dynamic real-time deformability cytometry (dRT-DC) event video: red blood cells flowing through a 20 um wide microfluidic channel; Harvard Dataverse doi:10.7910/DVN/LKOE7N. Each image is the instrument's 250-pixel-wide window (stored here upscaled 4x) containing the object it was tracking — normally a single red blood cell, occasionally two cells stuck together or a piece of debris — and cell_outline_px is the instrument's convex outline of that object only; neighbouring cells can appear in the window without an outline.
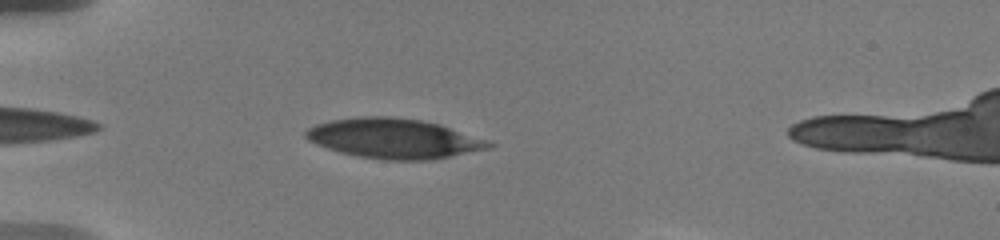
{"species": "human", "species_latin": "Homo sapiens", "temperature_condition": "warm", "stored_images_in_passage": 53, "camera_frame_rate_fps": 3000, "um_per_image_px": 0.085, "donor": {"sex": "male"}, "frame": {"image": 1, "passage_image": 4, "time_ms": 0.667, "image_size_px": [1000, 240], "cell_outline_px": [[496, 144], [488, 148], [432, 160], [384, 160], [360, 156], [340, 152], [316, 144], [308, 140], [304, 136], [304, 132], [308, 128], [316, 124], [332, 120], [364, 116], [384, 116], [420, 120], [440, 124]], "centroid_in_image_um": [33.44, 11.77], "position_along_channel_um": 51.6, "area_um2": 42.02}}
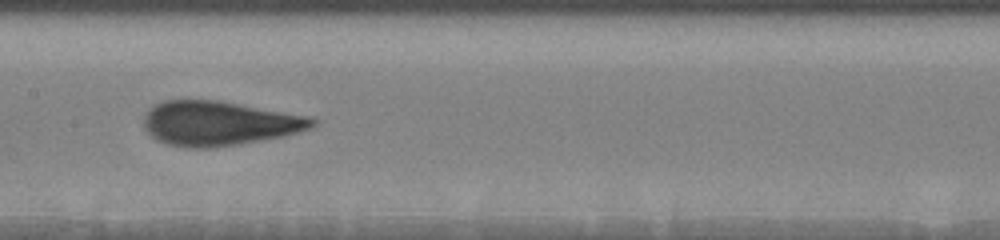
{"frame": {"image": 2, "passage_image": 22, "time_ms": 5.0, "image_size_px": [1000, 240], "cell_outline_px": [[316, 124], [308, 128], [296, 132], [280, 136], [236, 144], [208, 148], [192, 148], [168, 144], [156, 140], [144, 128], [144, 116], [148, 108], [164, 100], [220, 100], [308, 116], [316, 120]], "centroid_in_image_um": [18.55, 10.46], "position_along_channel_um": 188.8, "area_um2": 43.23}}
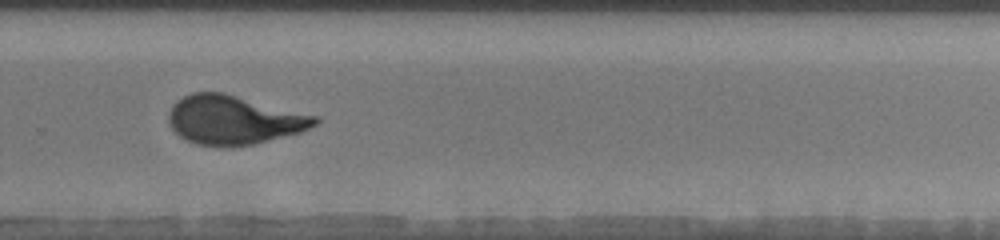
{"frame": {"image": 3, "passage_image": 35, "time_ms": 8.333, "image_size_px": [1000, 240], "cell_outline_px": [[320, 120], [316, 124], [300, 132], [252, 144], [196, 144], [184, 140], [172, 128], [168, 120], [168, 112], [172, 104], [176, 100], [192, 92], [224, 92], [320, 116]], "centroid_in_image_um": [19.87, 10.14], "position_along_channel_um": 309.9, "area_um2": 41.38}, "authors_computed_cell_mechanics": {"area_um2": 42.0784, "velocity_mm_per_s": 3.6543, "shape_relaxation_time_tau1_ms": 6.9782, "shape_relaxation_time_tau2_ms": null, "deformation_change_tau1": 0.2485, "deformation_change_tau2": null}}